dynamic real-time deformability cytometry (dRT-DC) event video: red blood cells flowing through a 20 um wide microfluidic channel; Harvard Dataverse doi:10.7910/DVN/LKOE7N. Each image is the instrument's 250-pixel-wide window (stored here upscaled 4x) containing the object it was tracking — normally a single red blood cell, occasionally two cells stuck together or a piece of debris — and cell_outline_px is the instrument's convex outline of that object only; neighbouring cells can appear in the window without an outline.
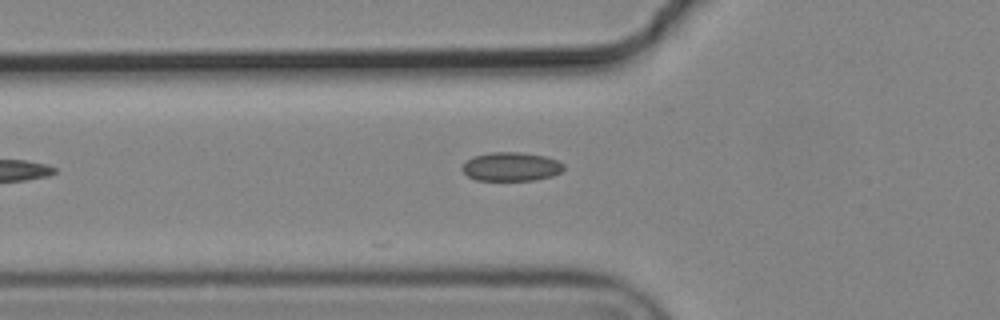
{"species": "common noctule bat (a hibernating species)", "species_latin": "Nyctalus noctula", "temperature_condition": "cold", "stored_images_in_passage": 4, "camera_frame_rate_fps": 3000, "um_per_image_px": 0.085, "animal": {"sex": "male", "body_mass_g": 19.2, "forearm_length_mm": 51.8}, "frame": {"image": 1, "passage_image": 3, "time_ms": 0.667, "image_size_px": [1000, 320], "cell_outline_px": [[564, 168], [560, 172], [552, 176], [532, 180], [476, 180], [468, 176], [460, 168], [472, 156], [488, 152], [520, 152], [544, 156], [556, 160], [564, 164]], "centroid_in_image_um": [43.42, 14.16], "position_along_channel_um": 82.4, "area_um2": 16.99}}
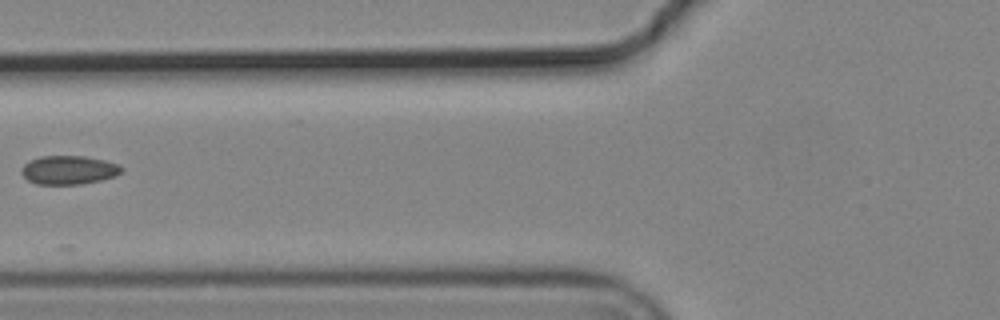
{"frame": {"image": 2, "passage_image": 4, "time_ms": 1.0, "image_size_px": [1000, 320], "cell_outline_px": [[124, 168], [120, 172], [112, 176], [100, 180], [80, 184], [36, 184], [28, 180], [20, 172], [20, 168], [28, 160], [40, 156], [84, 156], [104, 160], [120, 164]], "centroid_in_image_um": [5.8, 14.44], "position_along_channel_um": 120.0, "area_um2": 16.76}}